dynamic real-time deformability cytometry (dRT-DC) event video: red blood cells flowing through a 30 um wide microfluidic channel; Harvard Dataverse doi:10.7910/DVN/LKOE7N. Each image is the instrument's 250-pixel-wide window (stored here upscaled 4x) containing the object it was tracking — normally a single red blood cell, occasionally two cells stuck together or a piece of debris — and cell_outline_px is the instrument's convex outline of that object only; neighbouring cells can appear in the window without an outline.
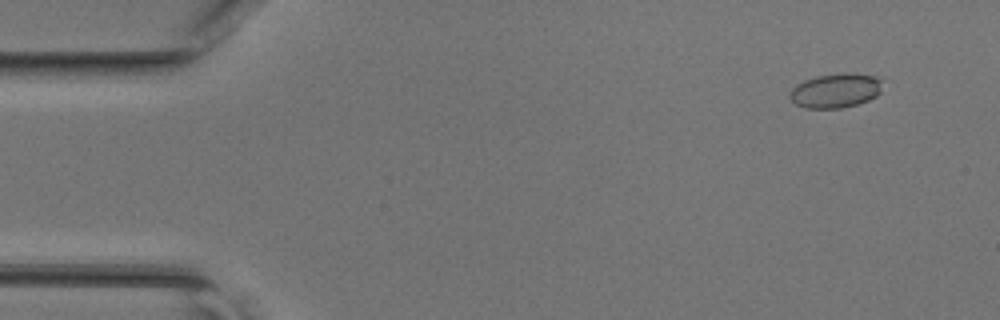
{"species": "common noctule bat (a hibernating species)", "species_latin": "Nyctalus noctula", "temperature_condition": "room temperature", "stored_images_in_passage": 47, "camera_frame_rate_fps": 3000, "um_per_image_px": 0.085, "animal": {"sex": "female", "body_mass_g": 17.0, "forearm_length_mm": 48.0}, "frame": {"image": 1, "passage_image": 4, "time_ms": 1.0, "image_size_px": [1000, 320], "cell_outline_px": [[880, 92], [876, 96], [868, 100], [856, 104], [840, 108], [804, 108], [796, 104], [788, 96], [788, 92], [796, 84], [804, 80], [816, 76], [876, 76], [880, 80]], "centroid_in_image_um": [70.93, 7.76], "position_along_channel_um": 14.1, "area_um2": 17.69}}
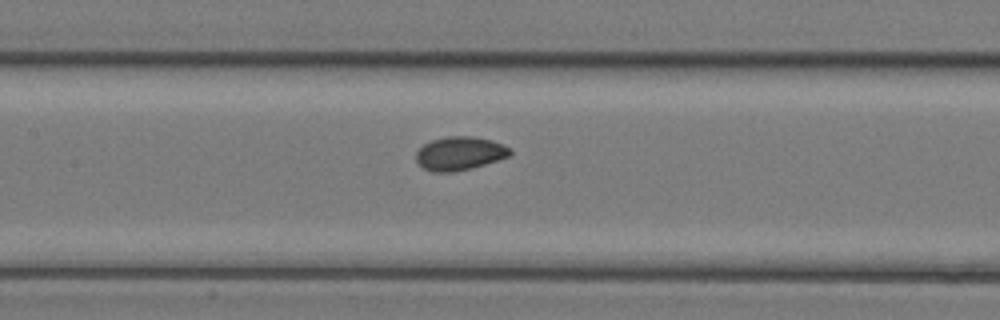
{"frame": {"image": 2, "passage_image": 22, "time_ms": 7.0, "image_size_px": [1000, 320], "cell_outline_px": [[512, 152], [508, 156], [472, 168], [452, 172], [432, 172], [424, 168], [416, 160], [416, 152], [424, 144], [432, 140], [448, 136], [472, 136], [492, 140], [504, 144]], "centroid_in_image_um": [39.06, 13.03], "position_along_channel_um": 168.3, "area_um2": 18.21}}
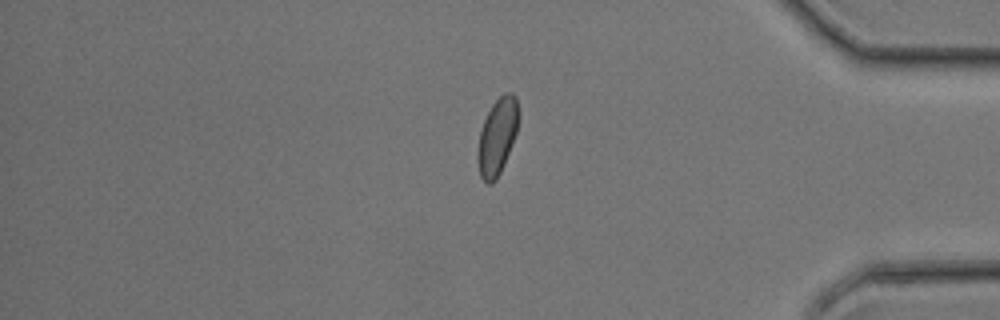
{"frame": {"image": 3, "passage_image": 39, "time_ms": 12.667, "image_size_px": [1000, 320], "cell_outline_px": [[516, 132], [500, 172], [496, 180], [492, 184], [488, 184], [480, 176], [476, 160], [476, 156], [480, 132], [484, 120], [492, 104], [504, 92], [512, 92], [516, 96]], "centroid_in_image_um": [42.21, 11.64], "position_along_channel_um": 393.0, "area_um2": 17.69}}